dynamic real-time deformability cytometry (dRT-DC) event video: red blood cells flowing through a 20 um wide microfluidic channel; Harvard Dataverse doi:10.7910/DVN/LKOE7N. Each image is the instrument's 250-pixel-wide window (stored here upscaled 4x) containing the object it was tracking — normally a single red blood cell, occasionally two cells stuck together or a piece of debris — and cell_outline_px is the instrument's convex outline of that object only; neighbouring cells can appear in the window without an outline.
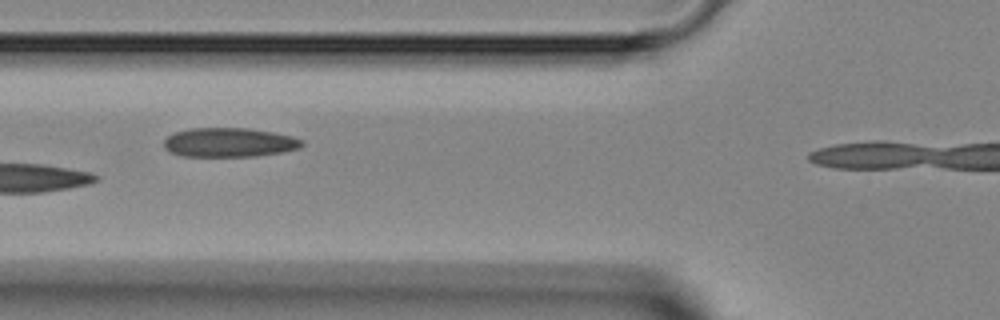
{"species": "Egyptian fruit bat (a non-hibernating species)", "species_latin": "Rousettus aegyptiacus", "temperature_condition": "room temperature", "stored_images_in_passage": 7, "camera_frame_rate_fps": 3000, "um_per_image_px": 0.085, "animal": {"sex": "female"}, "frame": {"image": 1, "passage_image": 4, "time_ms": 4.667, "image_size_px": [1000, 320], "cell_outline_px": [[304, 144], [300, 148], [280, 152], [256, 156], [184, 156], [172, 152], [164, 148], [164, 140], [168, 136], [176, 132], [188, 128], [248, 128], [276, 132], [292, 136], [304, 140]], "centroid_in_image_um": [19.52, 12.09], "position_along_channel_um": 106.3, "area_um2": 23.52}}
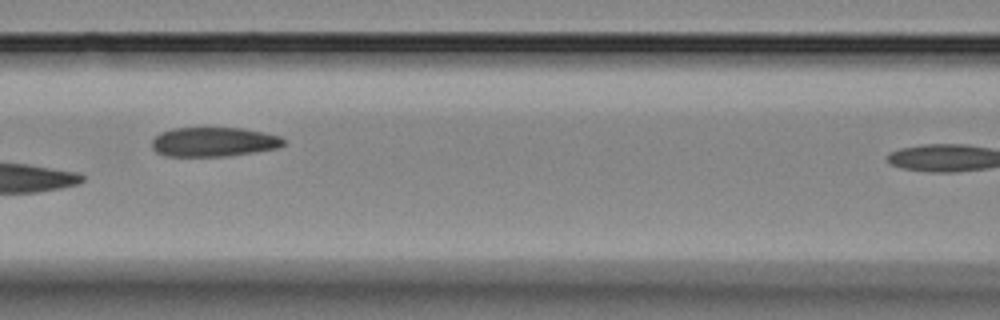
{"frame": {"image": 2, "passage_image": 5, "time_ms": 5.667, "image_size_px": [1000, 320], "cell_outline_px": [[288, 144], [280, 148], [256, 152], [228, 156], [164, 156], [156, 152], [152, 148], [152, 140], [160, 132], [172, 128], [244, 128], [264, 132], [280, 136], [288, 140]], "centroid_in_image_um": [18.24, 12.06], "position_along_channel_um": 148.4, "area_um2": 23.0}}
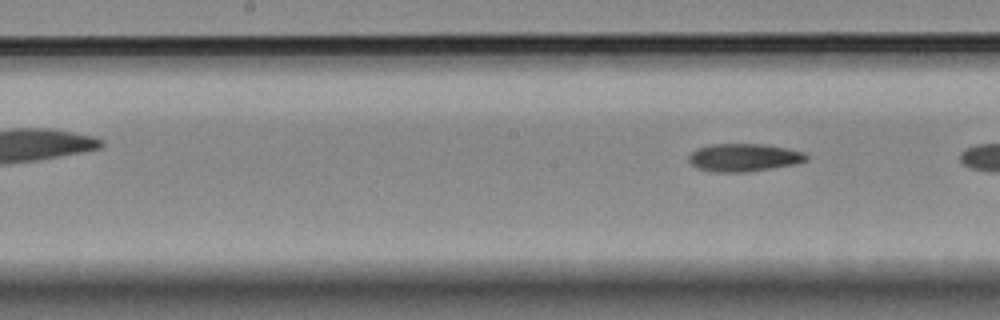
{"frame": {"image": 3, "passage_image": 7, "time_ms": 8.0, "image_size_px": [1000, 320], "cell_outline_px": [[808, 160], [796, 164], [748, 172], [716, 172], [696, 168], [688, 160], [688, 156], [696, 148], [712, 144], [760, 144], [788, 148], [804, 152], [808, 156]], "centroid_in_image_um": [63.23, 13.39], "position_along_channel_um": 185.0, "area_um2": 19.19}}